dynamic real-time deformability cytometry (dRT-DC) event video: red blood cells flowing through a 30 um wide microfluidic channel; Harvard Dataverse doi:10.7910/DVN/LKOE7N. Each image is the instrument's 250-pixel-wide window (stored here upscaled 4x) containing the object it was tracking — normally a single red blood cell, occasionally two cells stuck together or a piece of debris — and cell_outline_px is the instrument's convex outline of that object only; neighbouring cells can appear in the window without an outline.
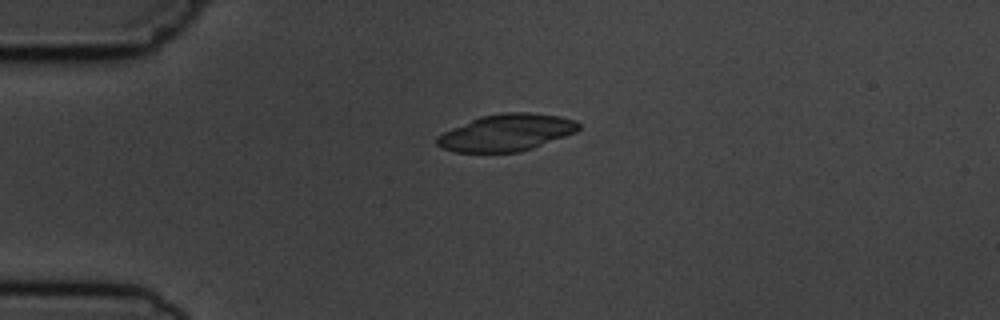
{"species": "common noctule bat (a hibernating species)", "species_latin": "Nyctalus noctula", "temperature_condition": "cold", "stored_images_in_passage": 5, "camera_frame_rate_fps": 3000, "um_per_image_px": 0.085, "animal": {"sex": "male", "body_mass_g": 19.5, "forearm_length_mm": 54.6}, "frame": {"image": 1, "passage_image": 4, "time_ms": 4.333, "image_size_px": [1000, 320], "cell_outline_px": [[580, 128], [576, 132], [532, 148], [520, 152], [456, 152], [440, 148], [436, 144], [436, 136], [452, 128], [480, 116], [504, 112], [528, 112], [560, 116], [576, 120], [580, 124]], "centroid_in_image_um": [43.04, 11.27], "position_along_channel_um": 42.0, "area_um2": 30.46}}